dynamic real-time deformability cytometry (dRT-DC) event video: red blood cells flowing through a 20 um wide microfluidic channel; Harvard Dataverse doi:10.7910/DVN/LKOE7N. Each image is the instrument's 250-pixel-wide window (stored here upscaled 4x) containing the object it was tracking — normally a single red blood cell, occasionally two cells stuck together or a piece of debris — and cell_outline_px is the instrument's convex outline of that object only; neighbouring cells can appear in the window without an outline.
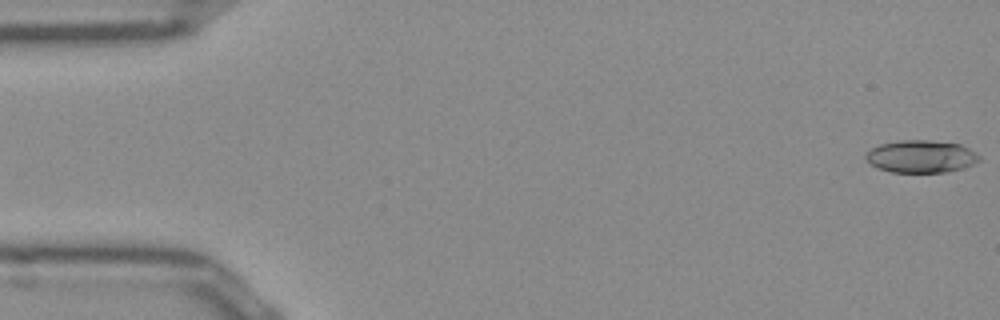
{"species": "Egyptian fruit bat (a non-hibernating species)", "species_latin": "Rousettus aegyptiacus", "temperature_condition": "room temperature", "stored_images_in_passage": 12, "camera_frame_rate_fps": 3000, "um_per_image_px": 0.085, "frame": {"image": 1, "passage_image": 1, "time_ms": 0.0, "image_size_px": [1000, 320], "cell_outline_px": [[980, 160], [964, 168], [944, 172], [892, 172], [876, 168], [864, 160], [864, 156], [872, 148], [880, 144], [900, 140], [928, 140], [960, 144], [968, 148], [980, 156]], "centroid_in_image_um": [78.25, 13.3], "position_along_channel_um": 6.7, "area_um2": 21.5}}